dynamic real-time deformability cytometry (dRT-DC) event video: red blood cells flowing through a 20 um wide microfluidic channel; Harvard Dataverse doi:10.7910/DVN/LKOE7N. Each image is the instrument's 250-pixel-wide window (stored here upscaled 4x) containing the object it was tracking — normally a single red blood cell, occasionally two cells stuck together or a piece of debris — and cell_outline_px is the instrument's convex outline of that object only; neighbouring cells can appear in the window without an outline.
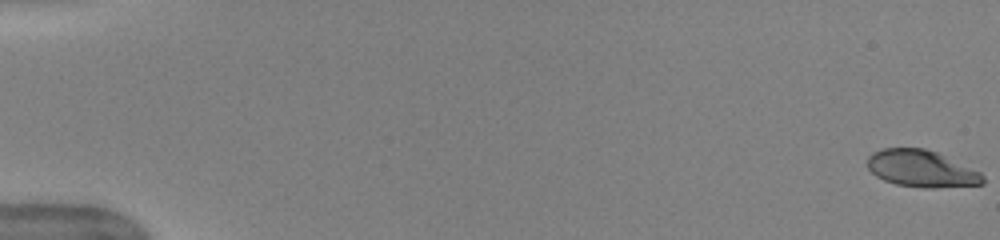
{"species": "human", "species_latin": "Homo sapiens", "temperature_condition": "warm", "stored_images_in_passage": 54, "camera_frame_rate_fps": 3000, "um_per_image_px": 0.085, "donor": {"sex": "female"}, "frame": {"image": 1, "passage_image": 1, "time_ms": 0.0, "image_size_px": [1000, 240], "cell_outline_px": [[984, 184], [932, 188], [924, 188], [896, 184], [884, 180], [876, 176], [868, 168], [868, 156], [872, 152], [884, 148], [924, 148], [936, 152], [980, 172], [984, 176]], "centroid_in_image_um": [78.31, 14.34], "position_along_channel_um": 6.7, "area_um2": 24.62}}
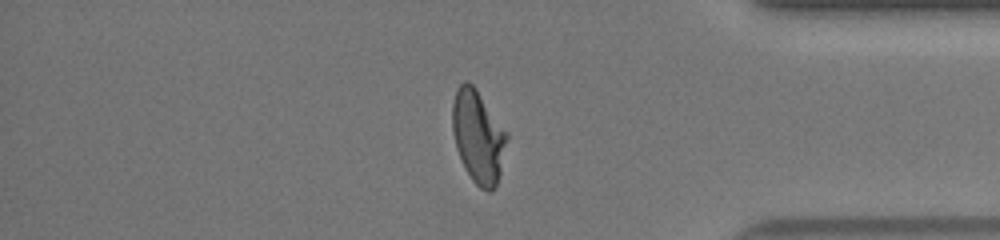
{"frame": {"image": 2, "passage_image": 45, "time_ms": 14.667, "image_size_px": [1000, 240], "cell_outline_px": [[508, 136], [500, 172], [496, 188], [492, 192], [488, 192], [480, 188], [472, 180], [456, 148], [452, 132], [452, 104], [456, 88], [464, 80], [468, 80], [476, 88], [508, 132]], "centroid_in_image_um": [40.64, 11.58], "position_along_channel_um": 394.6, "area_um2": 29.54}, "authors_computed_cell_mechanics": {"area_um2": 28.2353, "velocity_mm_per_s": 3.9824, "shape_relaxation_time_tau1_ms": 5.2945, "shape_relaxation_time_tau2_ms": 0.7063, "deformation_change_tau1": 0.2412, "deformation_change_tau2": 0.0633}}